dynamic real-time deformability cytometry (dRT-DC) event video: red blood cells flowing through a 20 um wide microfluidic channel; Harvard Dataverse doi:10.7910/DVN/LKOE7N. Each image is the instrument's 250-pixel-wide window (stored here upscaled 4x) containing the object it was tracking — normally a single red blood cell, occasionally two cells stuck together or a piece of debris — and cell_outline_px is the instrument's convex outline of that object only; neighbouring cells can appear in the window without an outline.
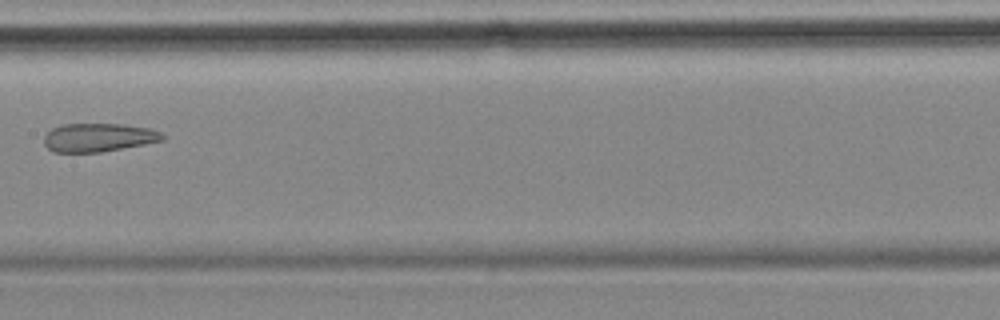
{"species": "common noctule bat (a hibernating species)", "species_latin": "Nyctalus noctula", "temperature_condition": "cold", "stored_images_in_passage": 9, "camera_frame_rate_fps": 3000, "um_per_image_px": 0.085, "animal": {"sex": "female", "body_mass_g": 18.4}, "frame": {"image": 1, "passage_image": 7, "time_ms": 7.333, "image_size_px": [1000, 320], "cell_outline_px": [[164, 140], [144, 144], [100, 152], [52, 152], [44, 144], [44, 136], [52, 128], [64, 124], [124, 124], [148, 128], [160, 132], [164, 136]], "centroid_in_image_um": [8.35, 11.68], "position_along_channel_um": 199.1, "area_um2": 19.54}}
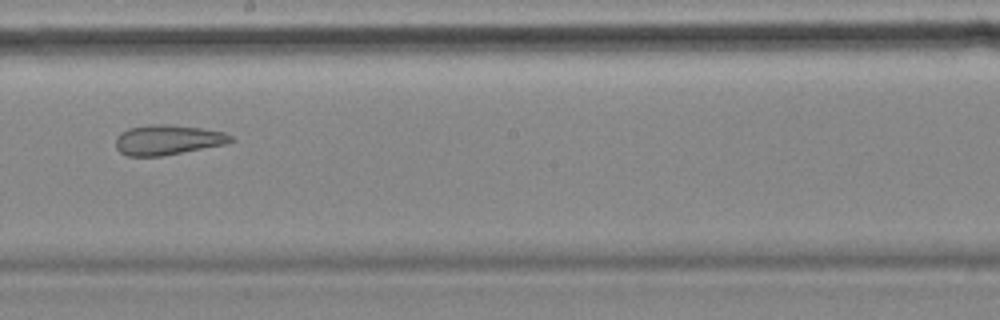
{"frame": {"image": 2, "passage_image": 8, "time_ms": 8.333, "image_size_px": [1000, 320], "cell_outline_px": [[236, 140], [228, 144], [160, 156], [128, 156], [120, 152], [116, 148], [116, 140], [120, 132], [128, 128], [152, 124], [172, 124], [200, 128], [224, 132], [232, 136]], "centroid_in_image_um": [14.28, 11.88], "position_along_channel_um": 233.9, "area_um2": 20.23}}
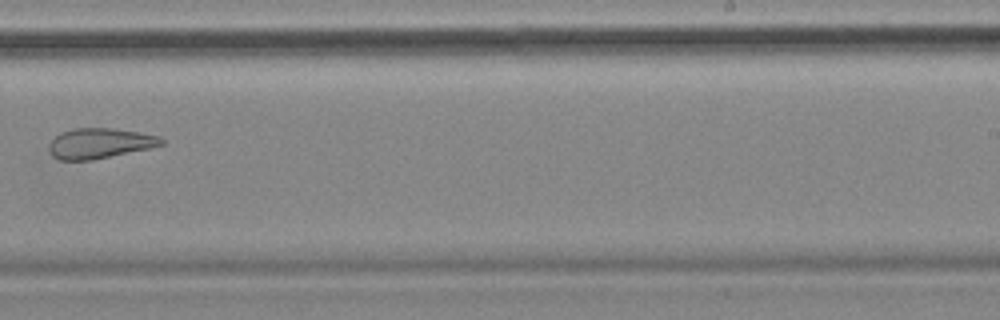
{"frame": {"image": 3, "passage_image": 9, "time_ms": 9.667, "image_size_px": [1000, 320], "cell_outline_px": [[164, 144], [152, 148], [92, 160], [60, 160], [52, 156], [48, 152], [48, 144], [60, 132], [72, 128], [112, 128], [140, 132], [160, 136], [164, 140]], "centroid_in_image_um": [8.47, 12.18], "position_along_channel_um": 280.5, "area_um2": 20.11}}